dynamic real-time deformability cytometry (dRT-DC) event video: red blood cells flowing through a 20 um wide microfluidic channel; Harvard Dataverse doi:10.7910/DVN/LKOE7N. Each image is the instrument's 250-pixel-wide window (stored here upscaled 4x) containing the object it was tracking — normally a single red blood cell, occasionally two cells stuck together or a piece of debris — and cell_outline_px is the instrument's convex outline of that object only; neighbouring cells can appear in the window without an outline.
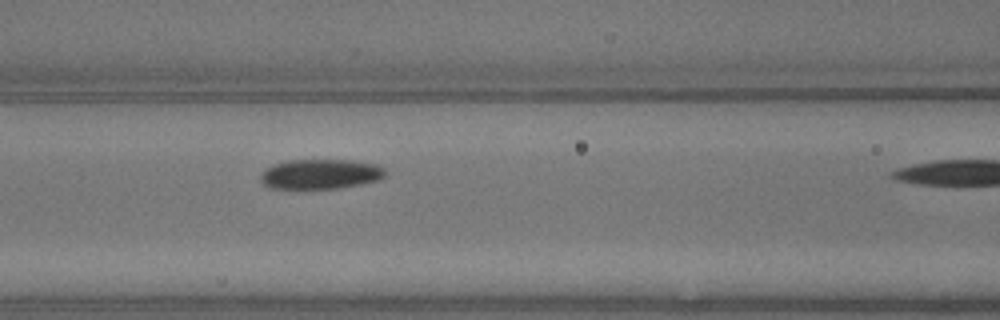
{"species": "common noctule bat (a hibernating species)", "species_latin": "Nyctalus noctula", "temperature_condition": "warm", "stored_images_in_passage": 9, "camera_frame_rate_fps": 3000, "um_per_image_px": 0.085, "animal": {"sex": "male", "body_mass_g": 13.3}, "frame": {"image": 1, "passage_image": 8, "time_ms": 2.333, "image_size_px": [1000, 320], "cell_outline_px": [[388, 172], [384, 176], [376, 180], [360, 184], [340, 188], [268, 188], [260, 180], [260, 176], [272, 164], [288, 160], [352, 160], [376, 164], [384, 168]], "centroid_in_image_um": [27.25, 14.79], "position_along_channel_um": 139.4, "area_um2": 21.62}}